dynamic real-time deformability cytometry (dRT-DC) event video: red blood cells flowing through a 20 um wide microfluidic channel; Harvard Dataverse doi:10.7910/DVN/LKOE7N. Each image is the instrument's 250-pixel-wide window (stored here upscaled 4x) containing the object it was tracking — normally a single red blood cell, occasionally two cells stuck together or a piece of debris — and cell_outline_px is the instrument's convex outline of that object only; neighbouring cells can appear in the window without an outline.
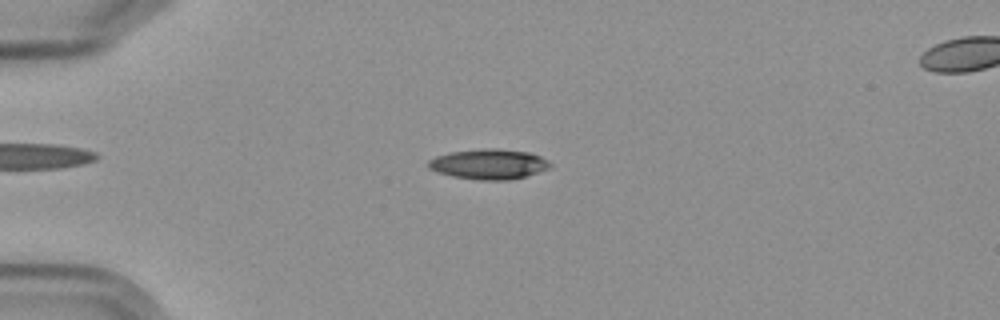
{"species": "Egyptian fruit bat (a non-hibernating species)", "species_latin": "Rousettus aegyptiacus", "temperature_condition": "cold", "stored_images_in_passage": 2, "segment_of_instrument_passage": [1, 2], "camera_frame_rate_fps": 3000, "um_per_image_px": 0.085, "frame": {"image": 1, "passage_image": 1, "time_ms": 0.0, "image_size_px": [1000, 320], "cell_outline_px": [[552, 164], [548, 168], [524, 176], [508, 180], [480, 180], [452, 176], [436, 172], [428, 168], [428, 160], [436, 156], [448, 152], [484, 148], [496, 148], [528, 152], [540, 156]], "centroid_in_image_um": [41.49, 13.94], "position_along_channel_um": 43.5, "area_um2": 21.33}}